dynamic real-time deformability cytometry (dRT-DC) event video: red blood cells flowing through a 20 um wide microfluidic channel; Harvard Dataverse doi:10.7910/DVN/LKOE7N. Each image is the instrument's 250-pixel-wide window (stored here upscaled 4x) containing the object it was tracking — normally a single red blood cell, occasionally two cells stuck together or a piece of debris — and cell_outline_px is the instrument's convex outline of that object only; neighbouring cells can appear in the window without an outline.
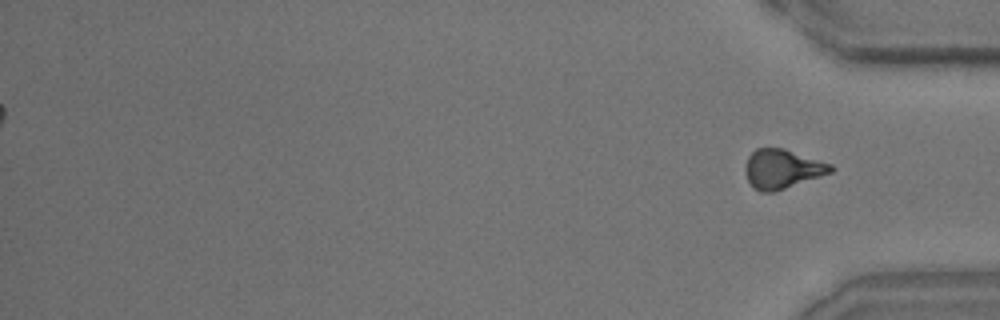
{"species": "common noctule bat (a hibernating species)", "species_latin": "Nyctalus noctula", "temperature_condition": "room temperature", "stored_images_in_passage": 48, "segment_of_instrument_passage": [2, 2], "camera_frame_rate_fps": 3000, "um_per_image_px": 0.085, "animal": {"sex": "male", "body_mass_g": 15.6}, "frame": {"image": 1, "passage_image": 48, "time_ms": 15.667, "image_size_px": [1000, 320], "cell_outline_px": [[836, 168], [832, 172], [776, 192], [760, 192], [752, 188], [744, 172], [744, 168], [748, 156], [756, 148], [784, 148], [832, 164]], "centroid_in_image_um": [66.48, 14.37], "position_along_channel_um": 368.7, "area_um2": 19.83}}